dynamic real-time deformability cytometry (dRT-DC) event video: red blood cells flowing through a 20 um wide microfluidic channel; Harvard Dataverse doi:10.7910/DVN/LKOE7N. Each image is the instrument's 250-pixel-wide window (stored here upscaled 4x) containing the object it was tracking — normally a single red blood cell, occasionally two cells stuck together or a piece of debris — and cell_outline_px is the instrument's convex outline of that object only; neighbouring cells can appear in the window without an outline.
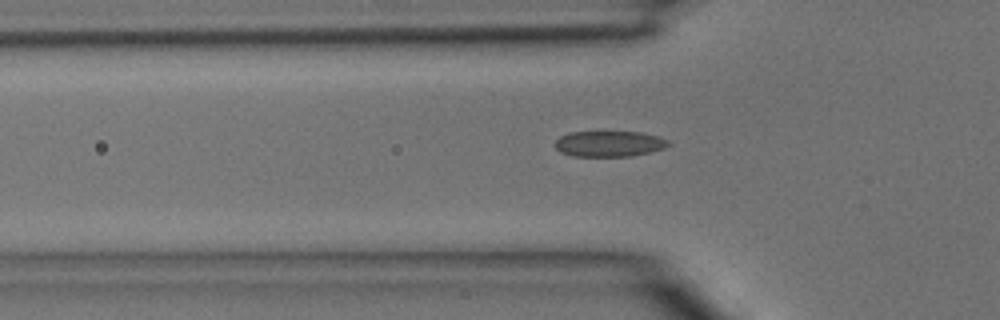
{"species": "common noctule bat (a hibernating species)", "species_latin": "Nyctalus noctula", "temperature_condition": "room temperature", "stored_images_in_passage": 5, "camera_frame_rate_fps": 3000, "um_per_image_px": 0.085, "animal": {"sex": "male", "body_mass_g": 15.6}, "frame": {"image": 1, "passage_image": 5, "time_ms": 1.333, "image_size_px": [1000, 320], "cell_outline_px": [[672, 144], [664, 148], [632, 156], [572, 156], [560, 152], [556, 148], [556, 140], [560, 136], [568, 132], [640, 132], [660, 136], [668, 140]], "centroid_in_image_um": [51.8, 12.21], "position_along_channel_um": 74.0, "area_um2": 17.05}}